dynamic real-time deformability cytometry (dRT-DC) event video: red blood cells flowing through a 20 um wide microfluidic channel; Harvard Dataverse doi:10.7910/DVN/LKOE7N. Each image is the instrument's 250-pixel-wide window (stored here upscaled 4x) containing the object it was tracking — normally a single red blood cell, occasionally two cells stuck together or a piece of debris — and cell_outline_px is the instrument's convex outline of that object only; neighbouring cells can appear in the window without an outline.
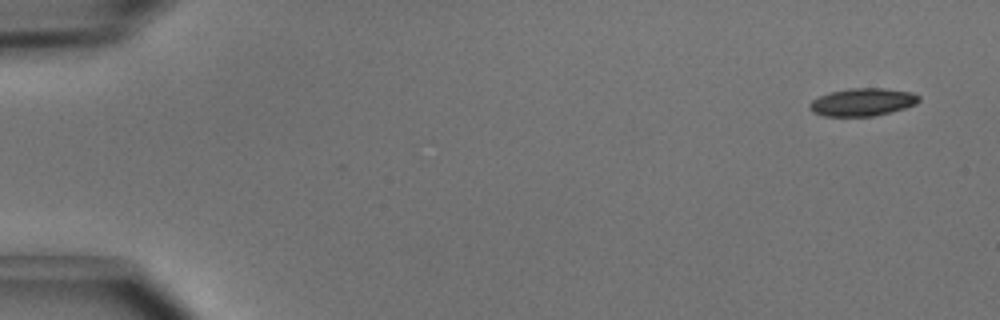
{"species": "common noctule bat (a hibernating species)", "species_latin": "Nyctalus noctula", "temperature_condition": "cold", "stored_images_in_passage": 6, "camera_frame_rate_fps": 3000, "um_per_image_px": 0.085, "animal": {"sex": "male", "body_mass_g": 15.6}, "frame": {"image": 1, "passage_image": 1, "time_ms": 0.0, "image_size_px": [1000, 320], "cell_outline_px": [[920, 100], [916, 104], [904, 108], [872, 116], [824, 116], [812, 112], [808, 108], [808, 104], [812, 100], [828, 92], [852, 88], [884, 88], [912, 92], [920, 96]], "centroid_in_image_um": [73.29, 8.67], "position_along_channel_um": 11.7, "area_um2": 17.69}}
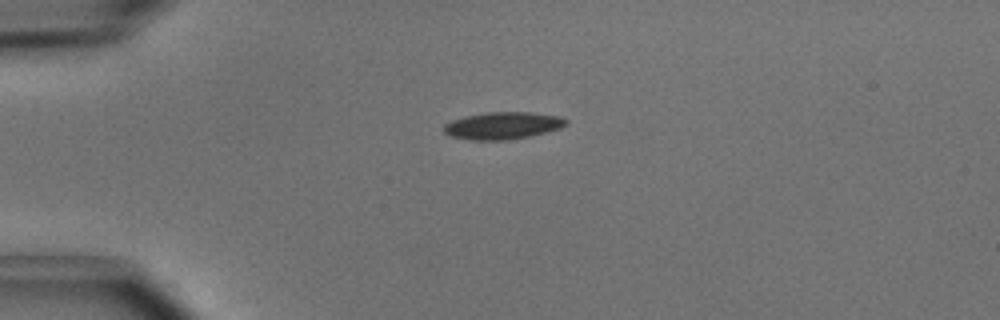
{"frame": {"image": 2, "passage_image": 4, "time_ms": 1.0, "image_size_px": [1000, 320], "cell_outline_px": [[568, 124], [560, 128], [528, 136], [508, 140], [472, 140], [452, 136], [444, 132], [444, 124], [452, 120], [464, 116], [484, 112], [532, 112], [560, 116], [568, 120]], "centroid_in_image_um": [42.74, 10.66], "position_along_channel_um": 42.3, "area_um2": 19.36}}